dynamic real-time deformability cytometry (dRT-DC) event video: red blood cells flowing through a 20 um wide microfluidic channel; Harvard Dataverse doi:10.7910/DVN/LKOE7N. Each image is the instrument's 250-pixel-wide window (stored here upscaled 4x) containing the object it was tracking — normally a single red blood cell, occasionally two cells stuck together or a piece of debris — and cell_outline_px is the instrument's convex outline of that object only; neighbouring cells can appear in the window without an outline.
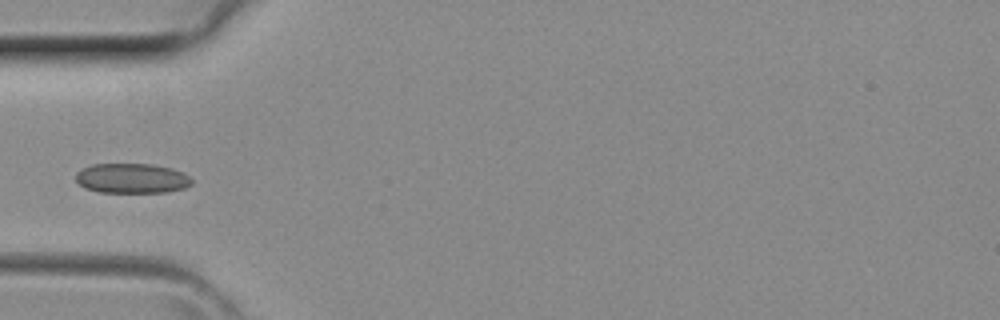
{"species": "common noctule bat (a hibernating species)", "species_latin": "Nyctalus noctula", "temperature_condition": "room temperature", "stored_images_in_passage": 4, "camera_frame_rate_fps": 3000, "um_per_image_px": 0.085, "animal": {"sex": "female", "body_mass_g": 29.2, "forearm_length_mm": 56.3}, "frame": {"image": 1, "passage_image": 4, "time_ms": 1.0, "image_size_px": [1000, 320], "cell_outline_px": [[192, 184], [184, 188], [168, 192], [100, 192], [84, 188], [76, 180], [76, 172], [80, 168], [92, 164], [152, 164], [172, 168], [184, 172], [192, 180]], "centroid_in_image_um": [11.2, 15.15], "position_along_channel_um": 73.8, "area_um2": 20.35}}